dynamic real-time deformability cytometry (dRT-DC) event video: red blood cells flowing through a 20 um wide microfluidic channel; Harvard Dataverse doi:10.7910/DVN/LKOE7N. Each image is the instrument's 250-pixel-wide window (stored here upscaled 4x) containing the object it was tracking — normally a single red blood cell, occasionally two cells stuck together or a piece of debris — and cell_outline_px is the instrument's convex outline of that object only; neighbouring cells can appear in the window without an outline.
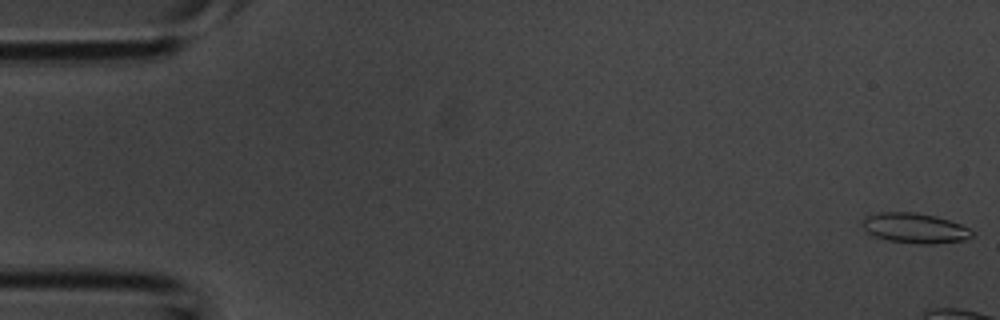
{"species": "common noctule bat (a hibernating species)", "species_latin": "Nyctalus noctula", "temperature_condition": "room temperature", "stored_images_in_passage": 8, "camera_frame_rate_fps": 3000, "um_per_image_px": 0.085, "animal": {"sex": "male", "body_mass_g": 20.1, "forearm_length_mm": 53.5}, "frame": {"image": 1, "passage_image": 1, "time_ms": 0.0, "image_size_px": [1000, 320], "cell_outline_px": [[976, 232], [972, 236], [964, 240], [932, 244], [920, 244], [888, 240], [872, 236], [864, 228], [864, 216], [880, 212], [916, 212], [936, 216], [960, 224]], "centroid_in_image_um": [77.78, 19.39], "position_along_channel_um": 7.2, "area_um2": 19.19}}